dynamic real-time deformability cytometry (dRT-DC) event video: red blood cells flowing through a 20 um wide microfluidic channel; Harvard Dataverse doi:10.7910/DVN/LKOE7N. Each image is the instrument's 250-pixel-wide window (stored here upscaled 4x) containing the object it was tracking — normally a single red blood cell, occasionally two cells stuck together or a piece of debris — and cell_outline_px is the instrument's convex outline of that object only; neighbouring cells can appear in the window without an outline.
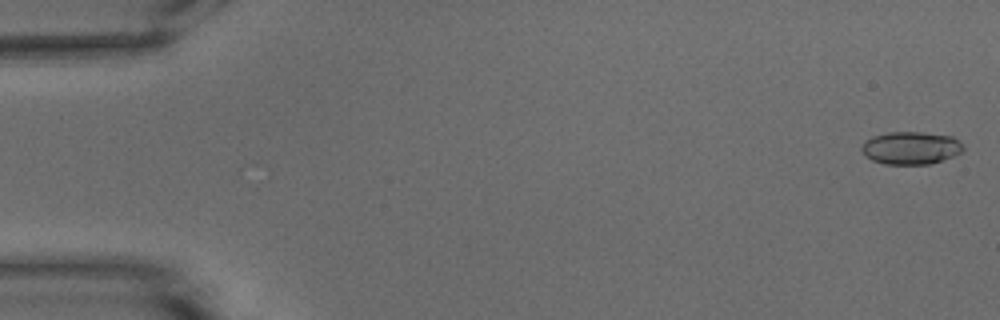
{"species": "common noctule bat (a hibernating species)", "species_latin": "Nyctalus noctula", "temperature_condition": "warm", "stored_images_in_passage": 53, "camera_frame_rate_fps": 3000, "um_per_image_px": 0.085, "animal": {"sex": "male", "body_mass_g": 15.6}, "frame": {"image": 1, "passage_image": 1, "time_ms": 0.0, "image_size_px": [1000, 320], "cell_outline_px": [[964, 148], [960, 152], [952, 156], [928, 164], [884, 164], [872, 160], [860, 148], [864, 140], [872, 136], [888, 132], [920, 132], [952, 136], [964, 144]], "centroid_in_image_um": [77.4, 12.56], "position_along_channel_um": 7.6, "area_um2": 19.25}}
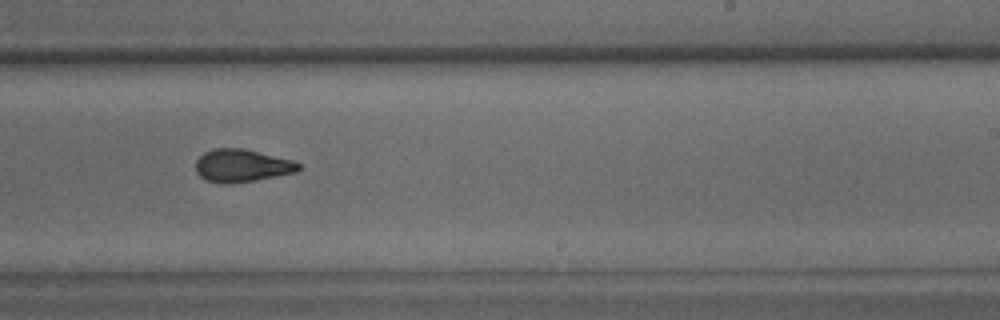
{"frame": {"image": 2, "passage_image": 33, "time_ms": 10.667, "image_size_px": [1000, 320], "cell_outline_px": [[300, 168], [296, 172], [256, 180], [228, 184], [220, 184], [204, 180], [196, 172], [196, 160], [204, 152], [216, 148], [244, 148], [292, 160], [300, 164]], "centroid_in_image_um": [20.53, 14.09], "position_along_channel_um": 268.5, "area_um2": 19.71}}
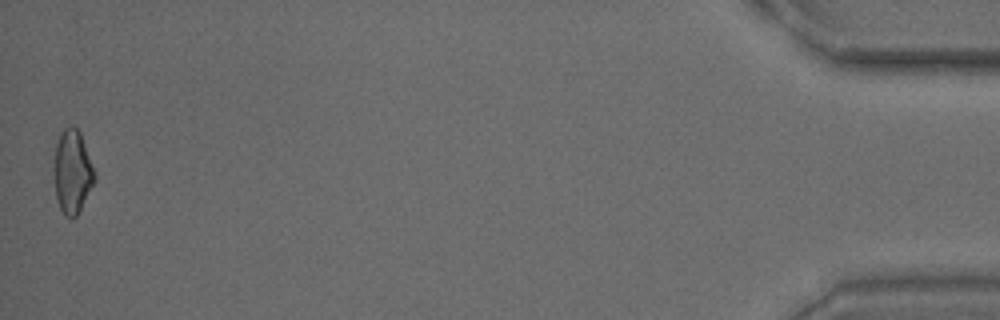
{"frame": {"image": 3, "passage_image": 53, "time_ms": 17.333, "image_size_px": [1000, 320], "cell_outline_px": [[96, 180], [76, 216], [64, 216], [60, 208], [56, 196], [52, 168], [56, 144], [60, 132], [64, 128], [76, 128], [80, 132], [96, 172]], "centroid_in_image_um": [6.14, 14.59], "position_along_channel_um": 429.1, "area_um2": 19.88}, "authors_computed_cell_mechanics": {"area_um2": 19.5942, "velocity_mm_per_s": 3.8041, "shape_relaxation_time_tau1_ms": 6.2745, "shape_relaxation_time_tau2_ms": 1.9897, "deformation_change_tau1": 0.1783, "deformation_change_tau2": 0.0761}}